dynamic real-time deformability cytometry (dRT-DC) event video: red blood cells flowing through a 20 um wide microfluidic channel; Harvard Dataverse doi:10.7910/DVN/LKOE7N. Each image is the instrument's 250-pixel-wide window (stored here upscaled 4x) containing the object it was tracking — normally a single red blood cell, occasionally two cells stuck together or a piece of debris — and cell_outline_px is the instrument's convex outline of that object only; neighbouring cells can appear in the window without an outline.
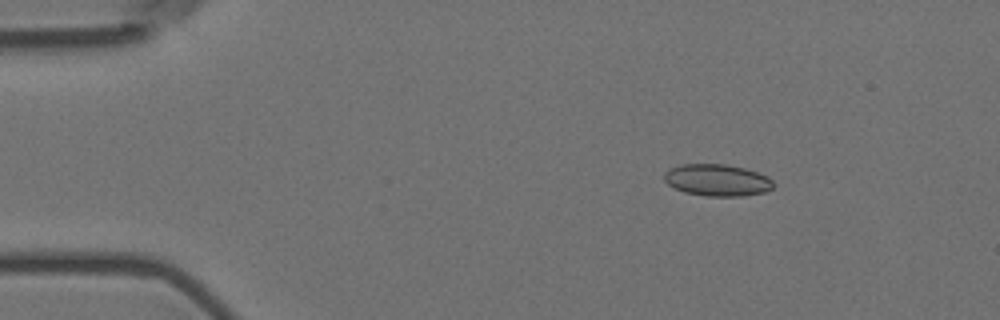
{"species": "Egyptian fruit bat (a non-hibernating species)", "species_latin": "Rousettus aegyptiacus", "temperature_condition": "room temperature", "stored_images_in_passage": 4, "camera_frame_rate_fps": 3000, "um_per_image_px": 0.085, "animal": {"sex": "female"}, "frame": {"image": 1, "passage_image": 2, "time_ms": 0.333, "image_size_px": [1000, 320], "cell_outline_px": [[776, 184], [772, 188], [764, 192], [744, 196], [704, 196], [684, 192], [668, 184], [664, 180], [664, 172], [680, 164], [724, 164], [744, 168], [768, 176]], "centroid_in_image_um": [60.98, 15.31], "position_along_channel_um": 24.0, "area_um2": 20.29}}